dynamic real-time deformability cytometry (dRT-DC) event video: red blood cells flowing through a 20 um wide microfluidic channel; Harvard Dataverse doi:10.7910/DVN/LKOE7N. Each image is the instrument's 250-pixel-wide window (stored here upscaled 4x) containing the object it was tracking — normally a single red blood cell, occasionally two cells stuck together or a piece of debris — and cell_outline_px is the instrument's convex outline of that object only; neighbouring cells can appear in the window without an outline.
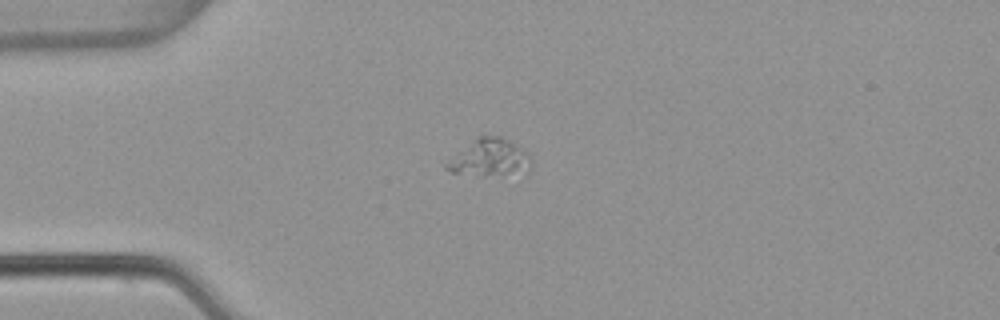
{"species": "common noctule bat (a hibernating species)", "species_latin": "Nyctalus noctula", "temperature_condition": "warm", "stored_images_in_passage": 3, "camera_frame_rate_fps": 3000, "um_per_image_px": 0.085, "animal": {"sex": "female", "body_mass_g": 22.7, "forearm_length_mm": 54.2}, "frame": {"image": 1, "passage_image": 2, "time_ms": 0.333, "image_size_px": [1000, 320], "cell_outline_px": [[528, 172], [484, 176], [480, 176], [452, 172], [444, 168], [444, 164], [448, 160], [476, 136], [500, 136], [528, 152]], "centroid_in_image_um": [41.56, 13.41], "position_along_channel_um": 43.4, "area_um2": 18.09}}